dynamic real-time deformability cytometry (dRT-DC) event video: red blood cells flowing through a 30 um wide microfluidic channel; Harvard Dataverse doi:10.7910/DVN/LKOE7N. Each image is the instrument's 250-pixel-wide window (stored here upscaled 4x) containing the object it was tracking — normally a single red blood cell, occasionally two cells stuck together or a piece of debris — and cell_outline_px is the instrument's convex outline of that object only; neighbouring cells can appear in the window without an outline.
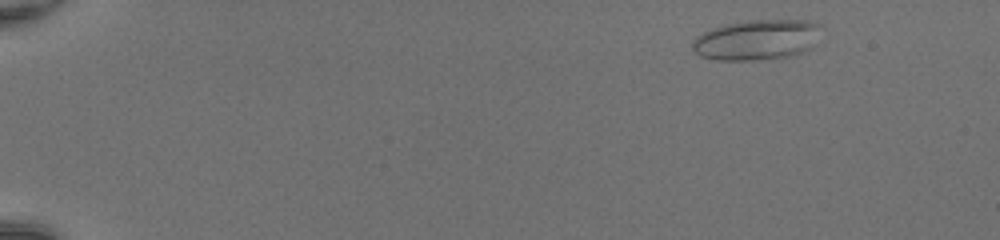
{"species": "common noctule bat (a hibernating species)", "species_latin": "Nyctalus noctula", "temperature_condition": "room temperature", "stored_images_in_passage": 46, "camera_frame_rate_fps": 3000, "um_per_image_px": 0.085, "animal": {"sex": "female", "body_mass_g": 20.0, "forearm_length_mm": 54.0}, "frame": {"image": 1, "passage_image": 2, "time_ms": 0.333, "image_size_px": [1000, 240], "cell_outline_px": [[824, 24], [812, 48], [792, 56], [752, 60], [716, 60], [700, 56], [692, 48], [692, 40], [696, 36], [712, 28], [724, 24], [748, 20], [808, 20]], "centroid_in_image_um": [64.36, 3.37], "position_along_channel_um": 20.6, "area_um2": 30.63}}
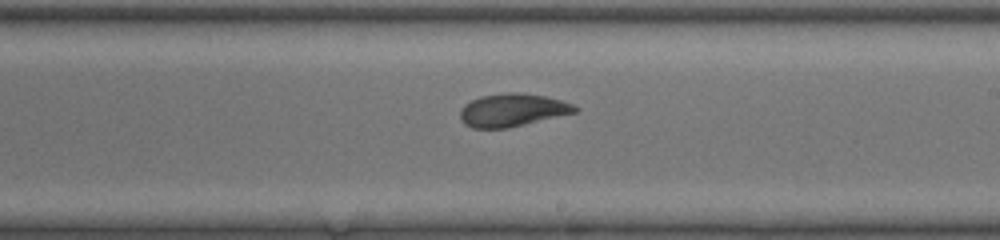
{"frame": {"image": 2, "passage_image": 28, "time_ms": 9.0, "image_size_px": [1000, 240], "cell_outline_px": [[580, 108], [576, 112], [508, 128], [472, 128], [464, 124], [460, 120], [460, 108], [464, 104], [480, 96], [504, 92], [520, 92], [548, 96], [572, 104]], "centroid_in_image_um": [43.53, 9.34], "position_along_channel_um": 245.5, "area_um2": 22.2}}
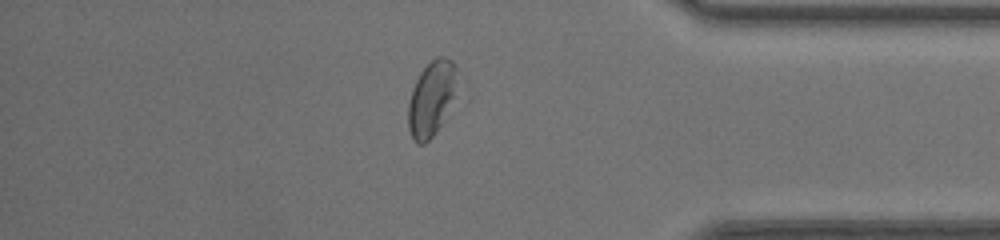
{"frame": {"image": 3, "passage_image": 40, "time_ms": 13.0, "image_size_px": [1000, 240], "cell_outline_px": [[456, 68], [452, 96], [440, 124], [436, 132], [424, 144], [416, 144], [408, 128], [408, 104], [412, 88], [420, 72], [436, 56], [444, 56], [452, 60], [456, 64]], "centroid_in_image_um": [36.61, 8.35], "position_along_channel_um": 398.6, "area_um2": 20.58}, "authors_computed_cell_mechanics": {"area_um2": 23.12, "velocity_mm_per_s": 4.2404, "shape_relaxation_time_tau1_ms": 9.9662, "shape_relaxation_time_tau2_ms": 1.938, "deformation_change_tau1": 0.2615, "deformation_change_tau2": 0.0776}}